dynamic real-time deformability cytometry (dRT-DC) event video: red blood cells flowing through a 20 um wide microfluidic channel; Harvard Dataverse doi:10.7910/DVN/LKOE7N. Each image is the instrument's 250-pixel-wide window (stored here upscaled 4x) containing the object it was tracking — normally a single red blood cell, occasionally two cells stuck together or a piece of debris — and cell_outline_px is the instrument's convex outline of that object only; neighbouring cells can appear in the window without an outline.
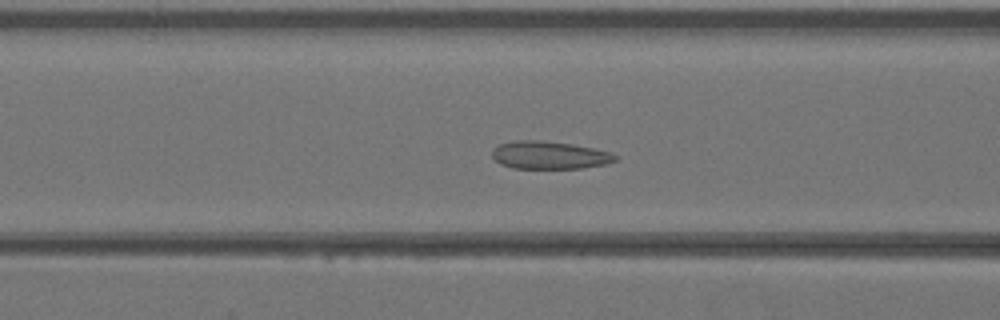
{"species": "Egyptian fruit bat (a non-hibernating species)", "species_latin": "Rousettus aegyptiacus", "temperature_condition": "warm", "stored_images_in_passage": 41, "camera_frame_rate_fps": 3000, "um_per_image_px": 0.085, "animal": {"sex": "female"}, "frame": {"image": 1, "passage_image": 16, "time_ms": 5.0, "image_size_px": [1000, 320], "cell_outline_px": [[620, 156], [616, 160], [608, 164], [584, 168], [512, 168], [500, 164], [492, 156], [492, 148], [500, 144], [516, 140], [540, 140], [572, 144], [592, 148], [608, 152]], "centroid_in_image_um": [46.7, 13.19], "position_along_channel_um": 119.9, "area_um2": 20.0}}
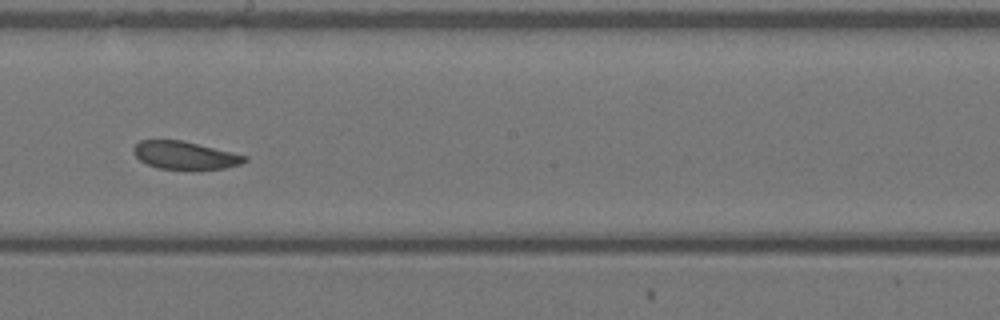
{"frame": {"image": 2, "passage_image": 23, "time_ms": 7.333, "image_size_px": [1000, 320], "cell_outline_px": [[248, 160], [240, 164], [224, 168], [200, 172], [156, 168], [140, 160], [132, 152], [132, 148], [140, 140], [180, 140], [232, 152], [248, 156]], "centroid_in_image_um": [15.73, 13.25], "position_along_channel_um": 232.5, "area_um2": 18.61}}
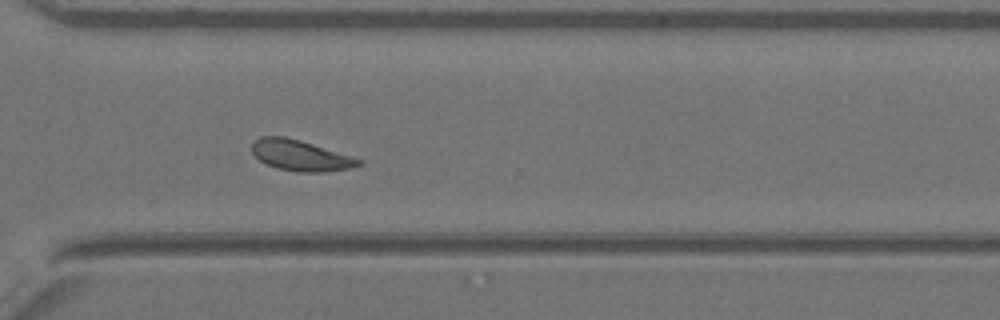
{"frame": {"image": 3, "passage_image": 30, "time_ms": 9.667, "image_size_px": [1000, 320], "cell_outline_px": [[364, 164], [352, 168], [324, 172], [300, 172], [276, 168], [264, 164], [252, 152], [252, 140], [260, 136], [284, 136], [300, 140], [352, 156], [364, 160]], "centroid_in_image_um": [25.55, 13.21], "position_along_channel_um": 345.1, "area_um2": 19.36}}